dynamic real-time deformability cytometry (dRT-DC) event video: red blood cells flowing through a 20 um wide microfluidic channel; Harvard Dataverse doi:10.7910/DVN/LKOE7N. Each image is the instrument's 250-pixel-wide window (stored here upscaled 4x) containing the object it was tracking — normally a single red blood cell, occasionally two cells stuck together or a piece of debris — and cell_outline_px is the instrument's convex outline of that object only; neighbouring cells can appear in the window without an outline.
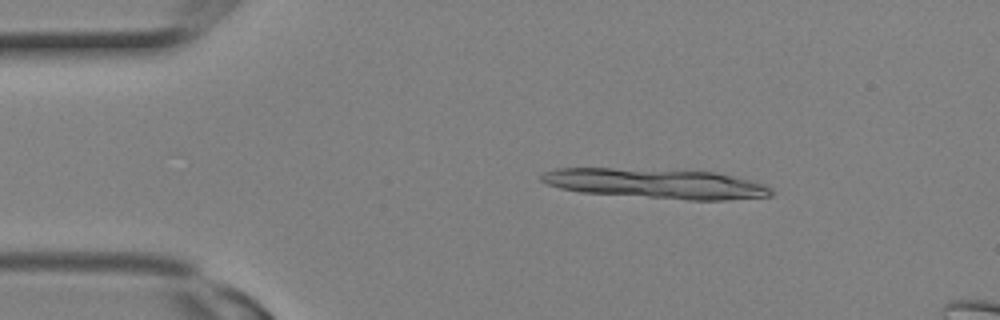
{"species": "Egyptian fruit bat (a non-hibernating species)", "species_latin": "Rousettus aegyptiacus", "temperature_condition": "room temperature", "stored_images_in_passage": 2, "segment_of_instrument_passage": [2, 2], "camera_frame_rate_fps": 3000, "um_per_image_px": 0.085, "animal": {"sex": "female"}, "frame": {"image": 1, "passage_image": 2, "time_ms": 0.333, "image_size_px": [1000, 320], "cell_outline_px": [[772, 196], [728, 200], [688, 200], [580, 192], [560, 188], [548, 184], [540, 180], [540, 176], [544, 172], [556, 168], [612, 168], [712, 172], [756, 180], [772, 188]], "centroid_in_image_um": [55.81, 15.61], "position_along_channel_um": 29.2, "area_um2": 40.0}}